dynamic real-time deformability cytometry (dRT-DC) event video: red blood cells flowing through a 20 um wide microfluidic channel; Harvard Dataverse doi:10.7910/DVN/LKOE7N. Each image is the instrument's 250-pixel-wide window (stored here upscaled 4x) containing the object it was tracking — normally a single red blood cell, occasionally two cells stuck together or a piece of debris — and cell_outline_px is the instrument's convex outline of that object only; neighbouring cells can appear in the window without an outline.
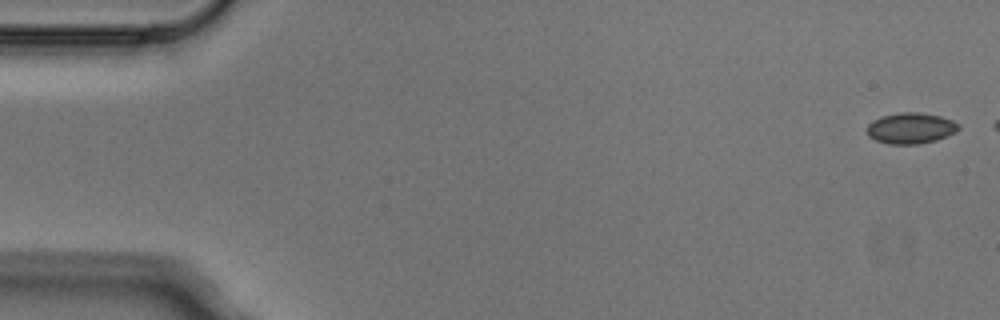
{"species": "Egyptian fruit bat (a non-hibernating species)", "species_latin": "Rousettus aegyptiacus", "temperature_condition": "cold", "stored_images_in_passage": 6, "camera_frame_rate_fps": 3000, "um_per_image_px": 0.085, "animal": {"sex": "male"}, "frame": {"image": 1, "passage_image": 1, "time_ms": 0.0, "image_size_px": [1000, 320], "cell_outline_px": [[960, 128], [956, 132], [948, 136], [936, 140], [916, 144], [888, 144], [876, 140], [868, 136], [868, 124], [872, 120], [880, 116], [900, 112], [920, 112], [940, 116], [952, 120], [960, 124]], "centroid_in_image_um": [77.43, 10.89], "position_along_channel_um": 7.6, "area_um2": 16.65}}